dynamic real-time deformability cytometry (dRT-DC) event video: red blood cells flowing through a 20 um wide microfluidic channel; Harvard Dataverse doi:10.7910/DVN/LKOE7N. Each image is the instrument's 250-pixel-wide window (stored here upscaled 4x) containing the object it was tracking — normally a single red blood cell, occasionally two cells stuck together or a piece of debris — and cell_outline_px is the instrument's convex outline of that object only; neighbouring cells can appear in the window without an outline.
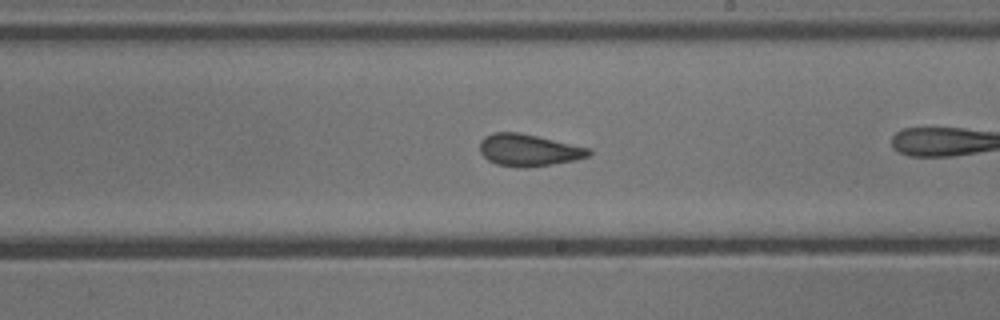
{"species": "common noctule bat (a hibernating species)", "species_latin": "Nyctalus noctula", "temperature_condition": "cold", "stored_images_in_passage": 35, "camera_frame_rate_fps": 3000, "um_per_image_px": 0.085, "animal": {"sex": "male", "body_mass_g": 13.3}, "frame": {"image": 1, "passage_image": 25, "time_ms": 8.0, "image_size_px": [1000, 320], "cell_outline_px": [[592, 152], [588, 156], [576, 160], [552, 164], [524, 168], [516, 168], [496, 164], [488, 160], [480, 152], [480, 140], [484, 136], [492, 132], [520, 132], [592, 148]], "centroid_in_image_um": [44.93, 12.75], "position_along_channel_um": 244.1, "area_um2": 20.63}}